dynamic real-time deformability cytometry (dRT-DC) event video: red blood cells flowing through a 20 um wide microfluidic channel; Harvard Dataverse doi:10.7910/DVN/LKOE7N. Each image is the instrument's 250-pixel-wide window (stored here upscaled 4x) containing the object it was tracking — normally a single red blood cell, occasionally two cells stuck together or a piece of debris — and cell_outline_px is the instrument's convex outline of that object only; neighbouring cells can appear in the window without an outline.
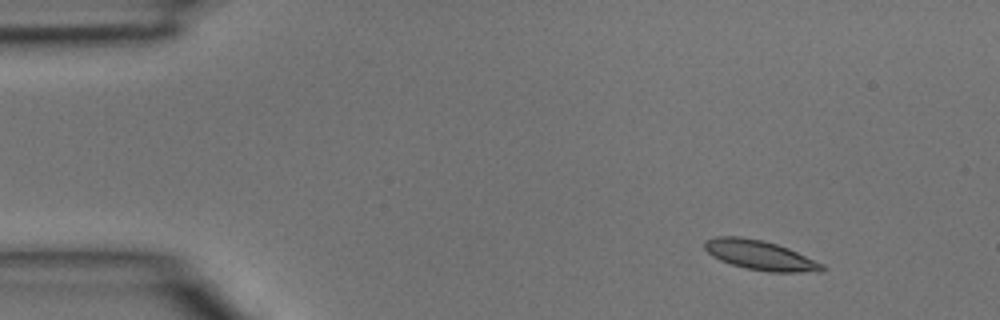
{"species": "common noctule bat (a hibernating species)", "species_latin": "Nyctalus noctula", "temperature_condition": "room temperature", "stored_images_in_passage": 4, "camera_frame_rate_fps": 3000, "um_per_image_px": 0.085, "animal": {"sex": "male", "body_mass_g": 15.6}, "frame": {"image": 1, "passage_image": 2, "time_ms": 0.333, "image_size_px": [1000, 320], "cell_outline_px": [[828, 268], [820, 272], [768, 272], [748, 268], [732, 264], [720, 260], [712, 256], [704, 248], [704, 240], [716, 236], [740, 236], [760, 240], [776, 244], [788, 248], [824, 264]], "centroid_in_image_um": [64.62, 21.69], "position_along_channel_um": 20.4, "area_um2": 20.23}}
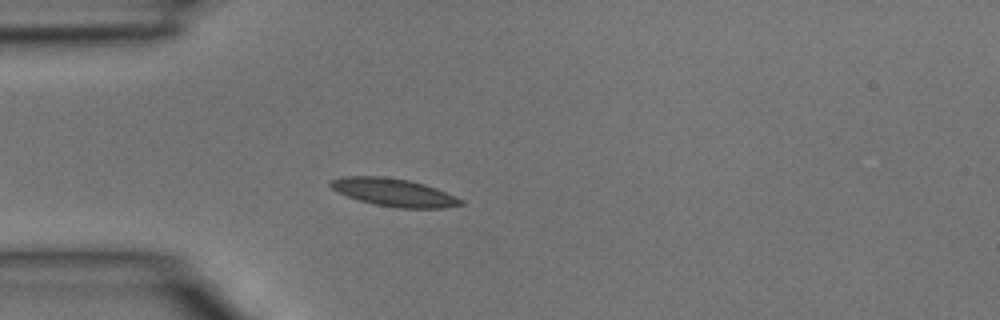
{"frame": {"image": 2, "passage_image": 4, "time_ms": 1.0, "image_size_px": [1000, 320], "cell_outline_px": [[464, 204], [444, 208], [400, 208], [376, 204], [360, 200], [336, 192], [328, 184], [332, 180], [344, 176], [384, 176], [412, 180], [436, 188], [464, 200]], "centroid_in_image_um": [33.49, 16.34], "position_along_channel_um": 51.5, "area_um2": 21.1}}